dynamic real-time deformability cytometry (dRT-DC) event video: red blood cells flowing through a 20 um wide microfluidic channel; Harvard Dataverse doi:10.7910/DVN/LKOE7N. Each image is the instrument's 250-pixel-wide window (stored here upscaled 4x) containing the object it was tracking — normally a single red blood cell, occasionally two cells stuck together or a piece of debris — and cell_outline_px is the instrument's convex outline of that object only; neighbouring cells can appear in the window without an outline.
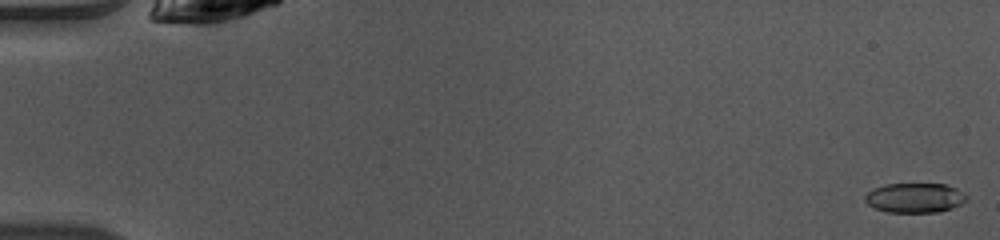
{"species": "common noctule bat (a hibernating species)", "species_latin": "Nyctalus noctula", "temperature_condition": "warm", "stored_images_in_passage": 49, "camera_frame_rate_fps": 3000, "um_per_image_px": 0.085, "animal": {"sex": "female", "body_mass_g": 10.0, "forearm_length_mm": 53.1}, "frame": {"image": 1, "passage_image": 1, "time_ms": 0.0, "image_size_px": [1000, 240], "cell_outline_px": [[968, 200], [952, 208], [940, 212], [888, 212], [876, 208], [868, 204], [864, 200], [864, 196], [872, 188], [884, 184], [944, 184], [956, 188], [964, 192], [968, 196]], "centroid_in_image_um": [77.77, 16.81], "position_along_channel_um": 7.2, "area_um2": 17.69}}
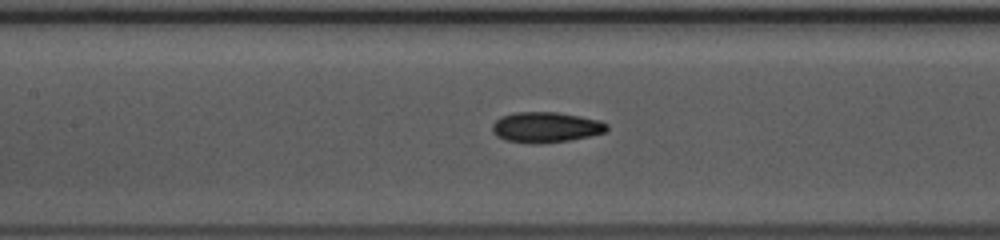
{"frame": {"image": 2, "passage_image": 23, "time_ms": 7.333, "image_size_px": [1000, 240], "cell_outline_px": [[608, 128], [604, 132], [588, 136], [568, 140], [540, 144], [532, 144], [508, 140], [496, 136], [492, 132], [492, 124], [500, 116], [516, 112], [556, 112], [580, 116], [600, 120], [608, 124]], "centroid_in_image_um": [46.37, 10.81], "position_along_channel_um": 161.0, "area_um2": 20.35}}
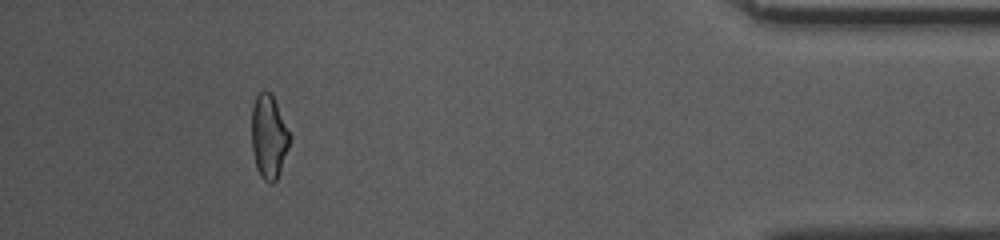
{"frame": {"image": 3, "passage_image": 45, "time_ms": 14.667, "image_size_px": [1000, 240], "cell_outline_px": [[292, 136], [280, 172], [276, 180], [272, 184], [268, 184], [260, 176], [256, 168], [252, 148], [252, 104], [256, 96], [260, 92], [268, 92], [272, 96]], "centroid_in_image_um": [22.85, 11.67], "position_along_channel_um": 412.4, "area_um2": 18.55}, "authors_computed_cell_mechanics": {"area_um2": 19.074, "velocity_mm_per_s": 4.1187, "shape_relaxation_time_tau1_ms": 5.7991, "shape_relaxation_time_tau2_ms": 1.9211, "deformation_change_tau1": 0.165, "deformation_change_tau2": 0.0812}}